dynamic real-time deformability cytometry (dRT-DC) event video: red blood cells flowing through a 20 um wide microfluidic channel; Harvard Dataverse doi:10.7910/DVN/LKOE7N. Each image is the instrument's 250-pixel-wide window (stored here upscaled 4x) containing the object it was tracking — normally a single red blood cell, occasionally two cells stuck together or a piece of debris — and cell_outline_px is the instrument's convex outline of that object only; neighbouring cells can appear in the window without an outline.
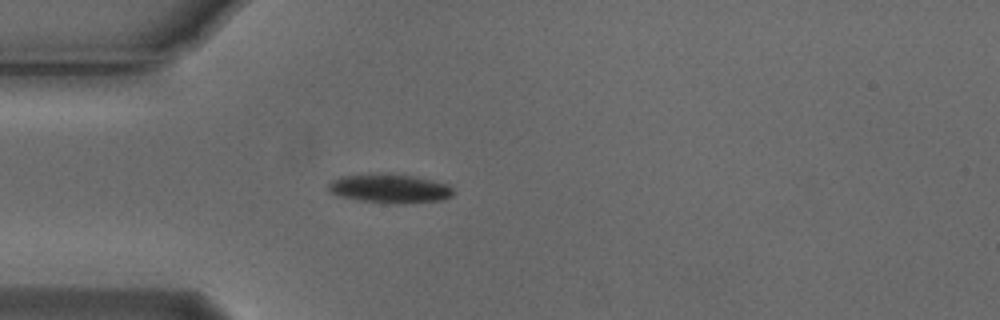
{"species": "Egyptian fruit bat (a non-hibernating species)", "species_latin": "Rousettus aegyptiacus", "temperature_condition": "cold", "stored_images_in_passage": 38, "camera_frame_rate_fps": 3000, "um_per_image_px": 0.085, "animal": {"sex": "male"}, "frame": {"image": 1, "passage_image": 1, "time_ms": 0.0, "image_size_px": [1000, 320], "cell_outline_px": [[456, 192], [452, 196], [444, 200], [404, 204], [396, 204], [356, 200], [340, 196], [328, 192], [328, 184], [332, 180], [344, 176], [380, 172], [412, 176], [432, 180], [448, 184]], "centroid_in_image_um": [33.15, 16.03], "position_along_channel_um": 51.9, "area_um2": 21.5}}
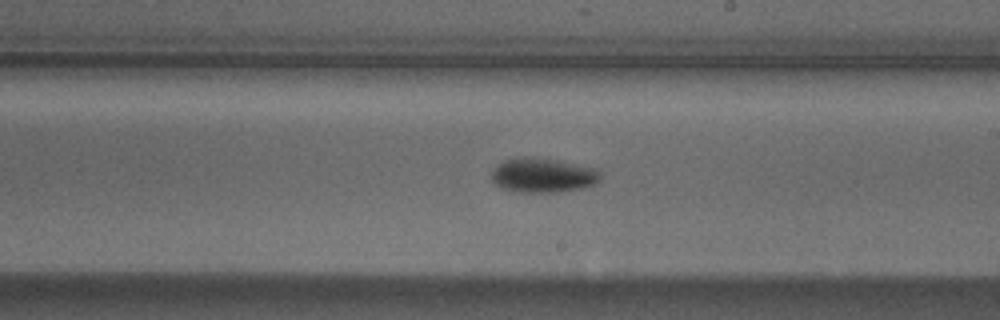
{"frame": {"image": 2, "passage_image": 17, "time_ms": 5.333, "image_size_px": [1000, 320], "cell_outline_px": [[600, 180], [596, 184], [584, 188], [560, 192], [520, 192], [500, 188], [492, 180], [492, 172], [504, 160], [528, 156], [556, 160], [596, 168], [600, 172]], "centroid_in_image_um": [46.18, 14.91], "position_along_channel_um": 242.8, "area_um2": 21.85}}
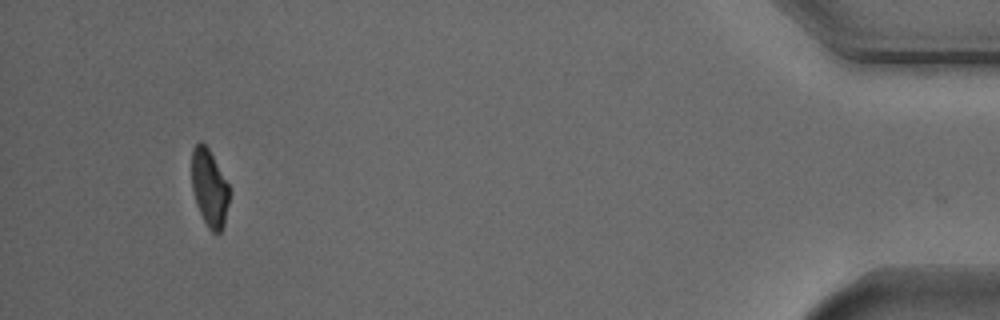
{"frame": {"image": 3, "passage_image": 37, "time_ms": 12.0, "image_size_px": [1000, 320], "cell_outline_px": [[228, 204], [224, 224], [220, 232], [212, 232], [208, 228], [196, 204], [192, 188], [192, 148], [200, 140], [208, 148], [228, 184]], "centroid_in_image_um": [17.78, 15.97], "position_along_channel_um": 417.4, "area_um2": 16.59}, "authors_computed_cell_mechanics": {"area_um2": 19.7098, "velocity_mm_per_s": 3.7522, "shape_relaxation_time_tau1_ms": 3.5394, "shape_relaxation_time_tau2_ms": null, "deformation_change_tau1": 0.1443, "deformation_change_tau2": null}}